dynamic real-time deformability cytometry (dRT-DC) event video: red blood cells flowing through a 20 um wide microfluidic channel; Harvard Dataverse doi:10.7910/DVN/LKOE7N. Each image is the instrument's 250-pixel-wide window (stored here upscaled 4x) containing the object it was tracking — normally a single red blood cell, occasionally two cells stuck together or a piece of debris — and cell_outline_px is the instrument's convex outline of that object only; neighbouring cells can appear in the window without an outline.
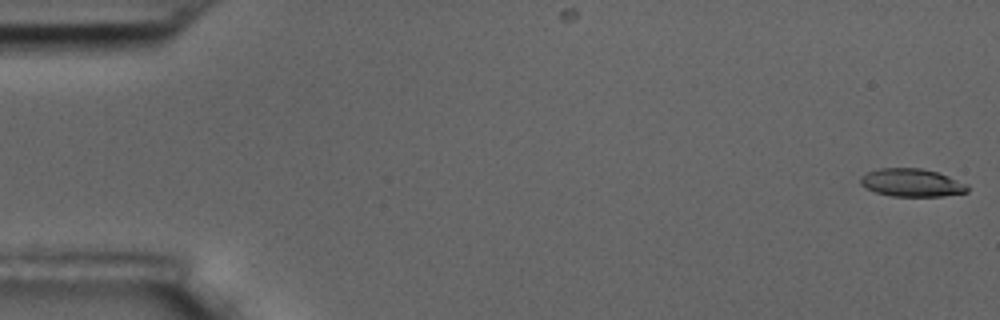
{"species": "common noctule bat (a hibernating species)", "species_latin": "Nyctalus noctula", "temperature_condition": "room temperature", "stored_images_in_passage": 56, "camera_frame_rate_fps": 3000, "um_per_image_px": 0.085, "animal": {"sex": "male", "body_mass_g": 17.5, "forearm_length_mm": 52.3}, "frame": {"image": 1, "passage_image": 1, "time_ms": 0.0, "image_size_px": [1000, 320], "cell_outline_px": [[968, 192], [944, 196], [892, 196], [876, 192], [864, 188], [860, 184], [860, 176], [868, 172], [880, 168], [920, 168], [936, 172], [948, 176], [968, 184]], "centroid_in_image_um": [77.48, 15.53], "position_along_channel_um": 7.5, "area_um2": 17.46}}
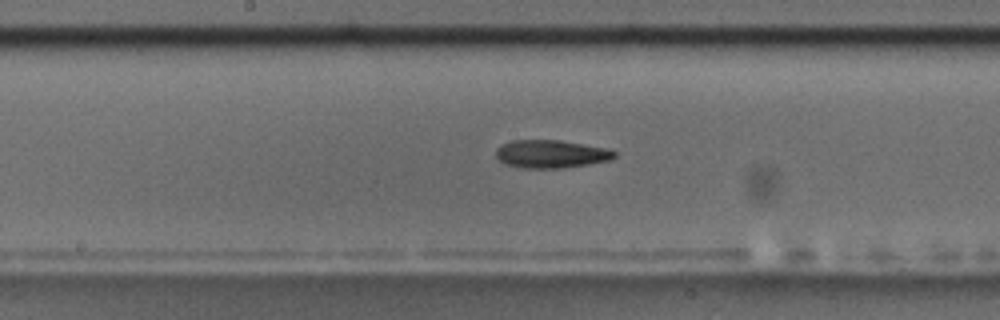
{"frame": {"image": 2, "passage_image": 29, "time_ms": 9.333, "image_size_px": [1000, 320], "cell_outline_px": [[616, 156], [612, 160], [564, 168], [524, 168], [504, 164], [496, 156], [496, 148], [500, 144], [512, 140], [560, 140], [612, 148], [616, 152]], "centroid_in_image_um": [46.88, 13.08], "position_along_channel_um": 201.3, "area_um2": 19.71}}
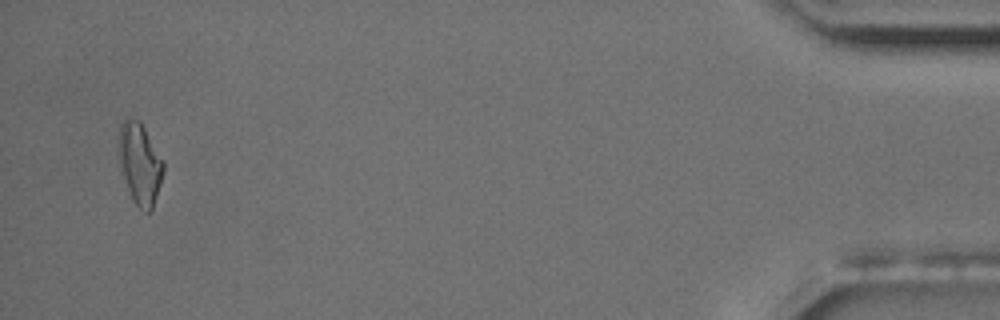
{"frame": {"image": 3, "passage_image": 54, "time_ms": 17.667, "image_size_px": [1000, 320], "cell_outline_px": [[164, 172], [152, 208], [148, 212], [144, 212], [132, 200], [128, 192], [120, 172], [120, 124], [124, 116], [128, 116], [140, 120], [164, 160]], "centroid_in_image_um": [11.89, 13.88], "position_along_channel_um": 423.3, "area_um2": 21.39}, "authors_computed_cell_mechanics": {"area_um2": 19.0451, "velocity_mm_per_s": 3.6442, "shape_relaxation_time_tau1_ms": 4.6381, "shape_relaxation_time_tau2_ms": 8.597, "deformation_change_tau1": 0.1535, "deformation_change_tau2": 0.1777}}